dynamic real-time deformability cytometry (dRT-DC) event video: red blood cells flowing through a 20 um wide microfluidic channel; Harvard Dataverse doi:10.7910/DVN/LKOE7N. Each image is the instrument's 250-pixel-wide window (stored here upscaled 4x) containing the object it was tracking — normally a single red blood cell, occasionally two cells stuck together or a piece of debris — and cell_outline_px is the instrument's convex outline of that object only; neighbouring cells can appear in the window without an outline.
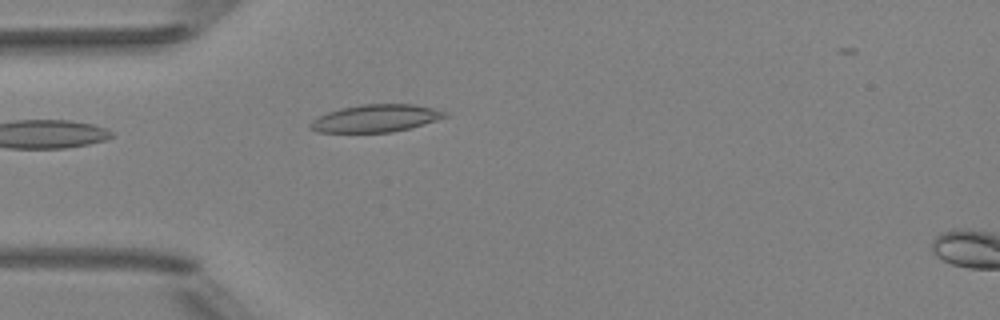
{"species": "Egyptian fruit bat (a non-hibernating species)", "species_latin": "Rousettus aegyptiacus", "temperature_condition": "room temperature", "stored_images_in_passage": 2, "camera_frame_rate_fps": 3000, "um_per_image_px": 0.085, "animal": {"sex": "female"}, "frame": {"image": 1, "passage_image": 1, "time_ms": 0.0, "image_size_px": [1000, 320], "cell_outline_px": [[448, 116], [436, 120], [408, 128], [392, 132], [316, 132], [308, 128], [308, 124], [312, 120], [328, 112], [340, 108], [360, 104], [412, 104], [432, 108], [448, 112]], "centroid_in_image_um": [31.9, 10.05], "position_along_channel_um": 53.1, "area_um2": 21.44}}